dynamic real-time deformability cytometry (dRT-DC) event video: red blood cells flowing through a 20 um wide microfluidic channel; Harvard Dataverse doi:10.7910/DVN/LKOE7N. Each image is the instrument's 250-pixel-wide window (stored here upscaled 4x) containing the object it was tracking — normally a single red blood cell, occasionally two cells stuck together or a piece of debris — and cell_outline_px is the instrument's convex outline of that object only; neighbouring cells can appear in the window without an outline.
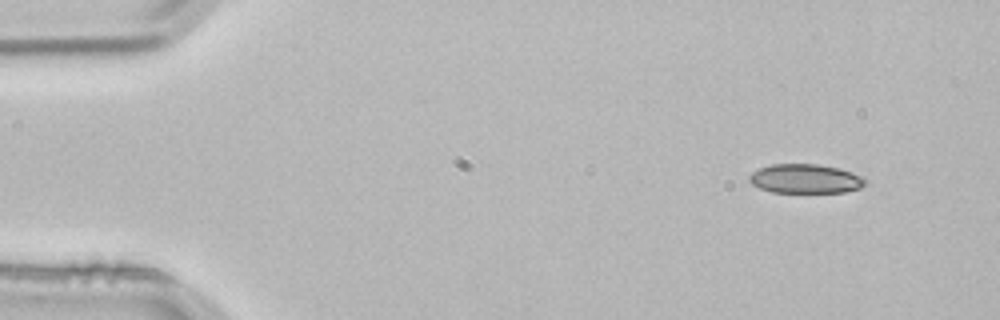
{"species": "common noctule bat (a hibernating species)", "species_latin": "Nyctalus noctula", "temperature_condition": "room temperature", "stored_images_in_passage": 2, "camera_frame_rate_fps": 3000, "um_per_image_px": 0.085, "animal": {"sex": "male", "body_mass_g": 21.5, "forearm_length_mm": 52.0}, "frame": {"image": 1, "passage_image": 1, "time_ms": 0.0, "image_size_px": [1000, 320], "cell_outline_px": [[868, 184], [860, 188], [844, 192], [772, 192], [760, 188], [752, 184], [748, 180], [748, 176], [752, 172], [760, 168], [772, 164], [816, 164], [840, 168], [864, 176], [868, 180]], "centroid_in_image_um": [68.51, 15.19], "position_along_channel_um": 16.5, "area_um2": 19.94}}
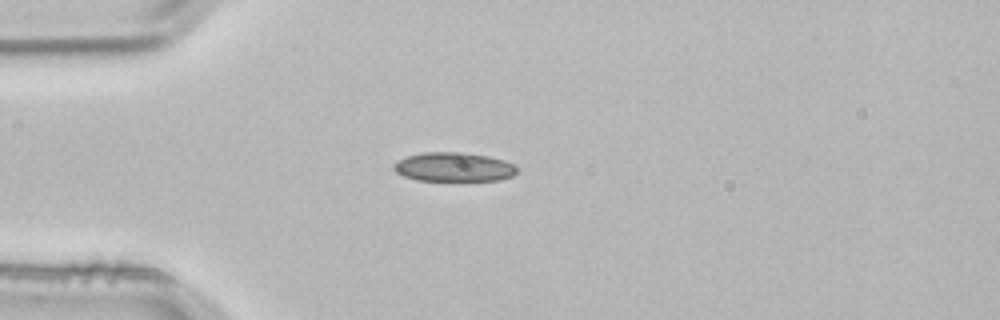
{"frame": {"image": 2, "passage_image": 2, "time_ms": 0.333, "image_size_px": [1000, 320], "cell_outline_px": [[516, 172], [512, 176], [500, 180], [416, 180], [404, 176], [396, 172], [392, 168], [392, 164], [396, 160], [408, 156], [424, 152], [460, 152], [488, 156], [504, 160], [512, 164], [516, 168]], "centroid_in_image_um": [38.52, 14.19], "position_along_channel_um": 46.5, "area_um2": 20.81}}